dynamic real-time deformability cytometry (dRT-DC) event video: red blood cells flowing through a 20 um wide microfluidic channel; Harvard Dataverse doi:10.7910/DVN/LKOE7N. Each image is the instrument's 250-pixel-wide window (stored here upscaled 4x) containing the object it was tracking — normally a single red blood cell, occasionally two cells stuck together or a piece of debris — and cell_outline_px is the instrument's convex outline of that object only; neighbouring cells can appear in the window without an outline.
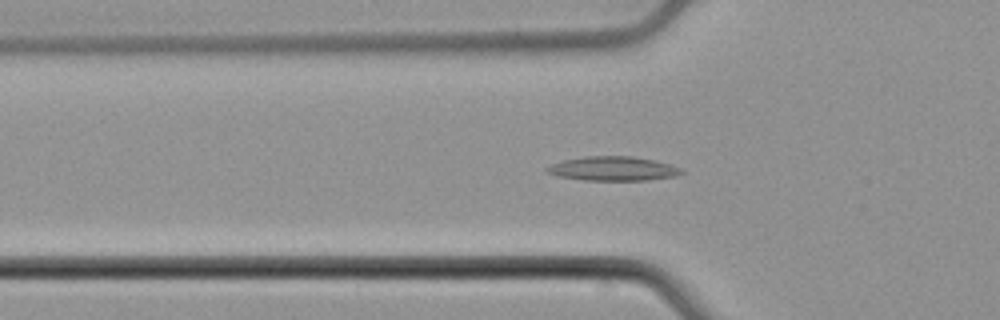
{"species": "common noctule bat (a hibernating species)", "species_latin": "Nyctalus noctula", "temperature_condition": "cold", "stored_images_in_passage": 54, "camera_frame_rate_fps": 3000, "um_per_image_px": 0.085, "animal": {"sex": "male", "body_mass_g": 21.5, "forearm_length_mm": 52.0}, "frame": {"image": 1, "passage_image": 18, "time_ms": 5.667, "image_size_px": [1000, 320], "cell_outline_px": [[684, 172], [676, 176], [648, 180], [584, 180], [556, 176], [544, 172], [544, 168], [552, 164], [564, 160], [588, 156], [632, 156], [652, 160], [668, 164], [680, 168]], "centroid_in_image_um": [52.05, 14.34], "position_along_channel_um": 73.7, "area_um2": 18.9}}
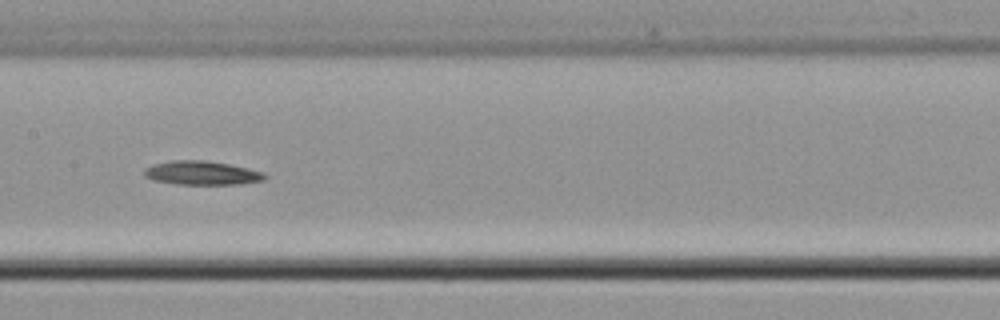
{"frame": {"image": 2, "passage_image": 27, "time_ms": 8.667, "image_size_px": [1000, 320], "cell_outline_px": [[268, 176], [264, 180], [236, 184], [180, 184], [156, 180], [144, 176], [144, 172], [152, 164], [172, 160], [204, 160], [228, 164], [248, 168], [264, 172]], "centroid_in_image_um": [17.19, 14.69], "position_along_channel_um": 190.2, "area_um2": 16.53}}
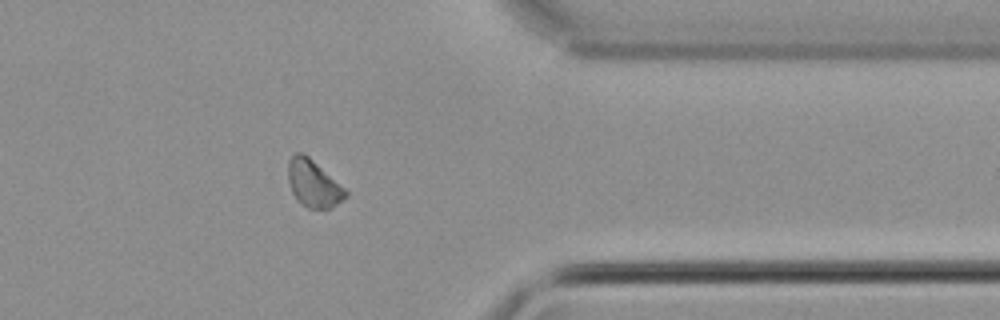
{"frame": {"image": 3, "passage_image": 43, "time_ms": 14.0, "image_size_px": [1000, 320], "cell_outline_px": [[348, 196], [328, 208], [308, 208], [300, 204], [296, 200], [292, 192], [288, 180], [288, 160], [296, 152], [300, 152], [308, 156], [344, 188], [348, 192]], "centroid_in_image_um": [26.6, 15.6], "position_along_channel_um": 384.8, "area_um2": 15.49}, "authors_computed_cell_mechanics": {"area_um2": 16.5308, "velocity_mm_per_s": 3.8951, "shape_relaxation_time_tau1_ms": 3.5889, "shape_relaxation_time_tau2_ms": null, "deformation_change_tau1": 0.0817, "deformation_change_tau2": null}}